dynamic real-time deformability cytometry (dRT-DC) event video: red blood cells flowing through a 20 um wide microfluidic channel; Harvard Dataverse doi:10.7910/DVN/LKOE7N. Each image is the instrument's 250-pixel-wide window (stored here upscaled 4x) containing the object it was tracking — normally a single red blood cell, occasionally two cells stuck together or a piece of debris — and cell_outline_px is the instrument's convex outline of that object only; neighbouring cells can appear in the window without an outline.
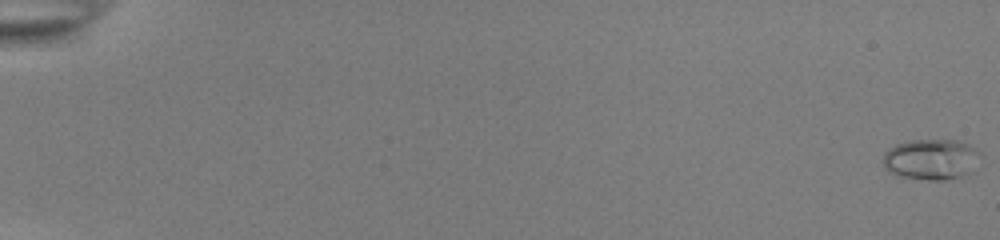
{"species": "common noctule bat (a hibernating species)", "species_latin": "Nyctalus noctula", "temperature_condition": "room temperature", "stored_images_in_passage": 55, "camera_frame_rate_fps": 3000, "um_per_image_px": 0.085, "animal": {"sex": "female", "body_mass_g": 22.0, "forearm_length_mm": 56.7}, "frame": {"image": 1, "passage_image": 1, "time_ms": 0.0, "image_size_px": [1000, 240], "cell_outline_px": [[976, 152], [964, 172], [956, 176], [944, 180], [932, 180], [896, 176], [888, 172], [884, 168], [884, 152], [896, 144], [912, 140], [952, 140], [968, 144], [976, 148]], "centroid_in_image_um": [78.94, 13.52], "position_along_channel_um": 6.1, "area_um2": 21.85}}
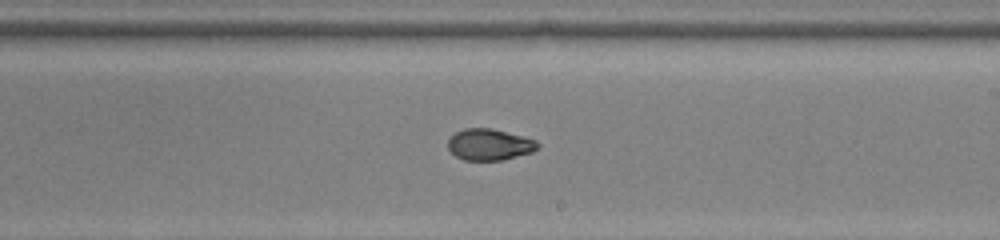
{"frame": {"image": 2, "passage_image": 35, "time_ms": 11.333, "image_size_px": [1000, 240], "cell_outline_px": [[540, 148], [532, 152], [504, 160], [464, 160], [456, 156], [448, 148], [448, 140], [456, 132], [464, 128], [492, 128], [536, 140], [540, 144]], "centroid_in_image_um": [41.63, 12.29], "position_along_channel_um": 247.4, "area_um2": 16.42}}
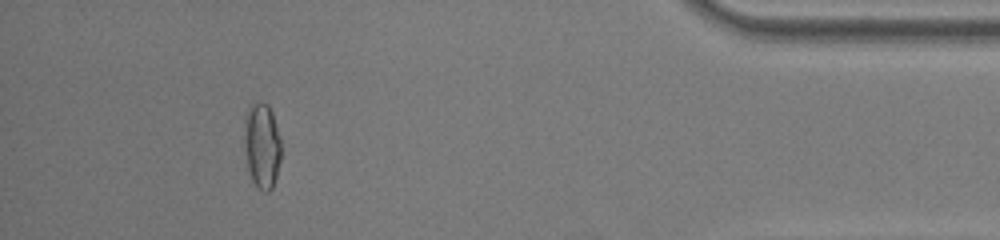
{"frame": {"image": 3, "passage_image": 51, "time_ms": 16.667, "image_size_px": [1000, 240], "cell_outline_px": [[280, 160], [276, 176], [272, 188], [268, 192], [264, 192], [256, 188], [252, 180], [248, 168], [244, 136], [244, 112], [256, 100], [260, 100], [268, 104], [272, 112], [280, 140]], "centroid_in_image_um": [22.25, 12.34], "position_along_channel_um": 413.0, "area_um2": 18.5}, "authors_computed_cell_mechanics": {"area_um2": 17.051, "velocity_mm_per_s": 3.8991, "shape_relaxation_time_tau1_ms": 9.8216, "shape_relaxation_time_tau2_ms": 1.6516, "deformation_change_tau1": 0.246, "deformation_change_tau2": 0.0527}}